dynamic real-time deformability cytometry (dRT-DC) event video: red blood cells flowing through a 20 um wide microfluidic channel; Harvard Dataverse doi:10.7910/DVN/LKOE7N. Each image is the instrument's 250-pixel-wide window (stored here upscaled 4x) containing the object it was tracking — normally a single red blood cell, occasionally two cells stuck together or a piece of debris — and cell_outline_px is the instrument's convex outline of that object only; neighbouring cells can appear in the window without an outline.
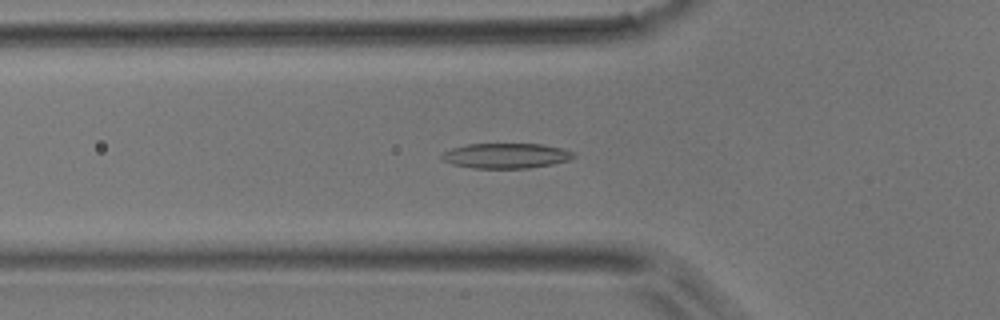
{"species": "common noctule bat (a hibernating species)", "species_latin": "Nyctalus noctula", "temperature_condition": "room temperature", "stored_images_in_passage": 49, "camera_frame_rate_fps": 3000, "um_per_image_px": 0.085, "animal": {"sex": "male", "body_mass_g": 17.9}, "frame": {"image": 1, "passage_image": 16, "time_ms": 5.0, "image_size_px": [1000, 320], "cell_outline_px": [[576, 156], [568, 160], [552, 164], [528, 168], [472, 168], [452, 164], [444, 160], [440, 156], [444, 152], [452, 148], [468, 144], [540, 144], [564, 148], [572, 152]], "centroid_in_image_um": [43.02, 13.23], "position_along_channel_um": 82.8, "area_um2": 19.19}}
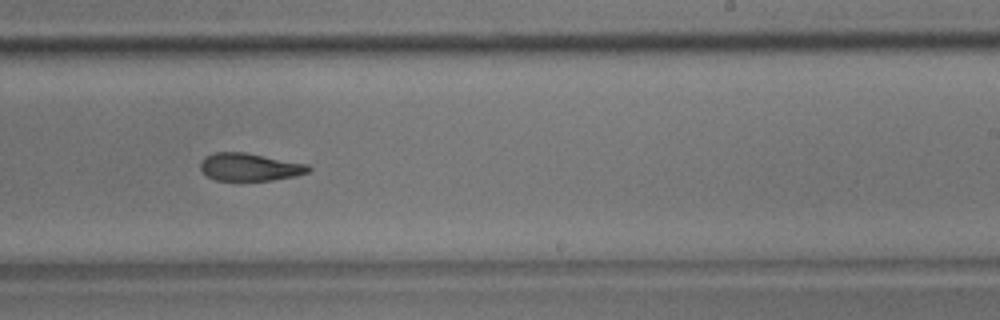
{"frame": {"image": 2, "passage_image": 30, "time_ms": 9.667, "image_size_px": [1000, 320], "cell_outline_px": [[312, 168], [308, 172], [296, 176], [272, 180], [236, 184], [216, 180], [208, 176], [200, 168], [200, 164], [204, 156], [216, 152], [244, 152], [308, 164]], "centroid_in_image_um": [21.2, 14.24], "position_along_channel_um": 267.8, "area_um2": 18.15}}
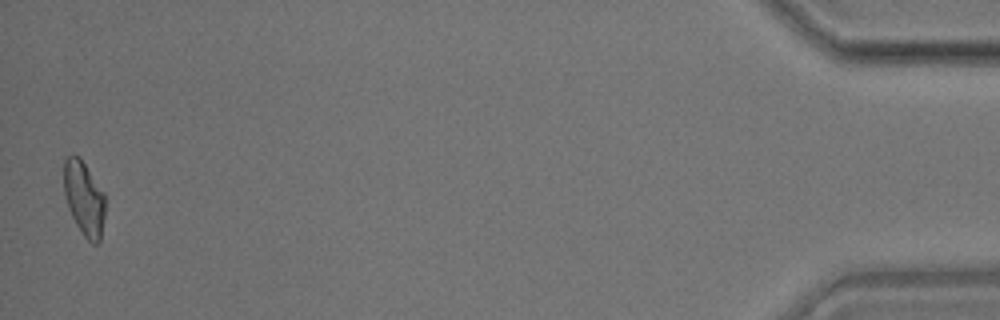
{"frame": {"image": 3, "passage_image": 49, "time_ms": 16.0, "image_size_px": [1000, 320], "cell_outline_px": [[104, 216], [100, 240], [96, 244], [92, 244], [84, 236], [76, 224], [68, 208], [64, 192], [64, 160], [72, 152], [80, 156], [104, 192]], "centroid_in_image_um": [7.13, 16.82], "position_along_channel_um": 428.1, "area_um2": 17.98}}